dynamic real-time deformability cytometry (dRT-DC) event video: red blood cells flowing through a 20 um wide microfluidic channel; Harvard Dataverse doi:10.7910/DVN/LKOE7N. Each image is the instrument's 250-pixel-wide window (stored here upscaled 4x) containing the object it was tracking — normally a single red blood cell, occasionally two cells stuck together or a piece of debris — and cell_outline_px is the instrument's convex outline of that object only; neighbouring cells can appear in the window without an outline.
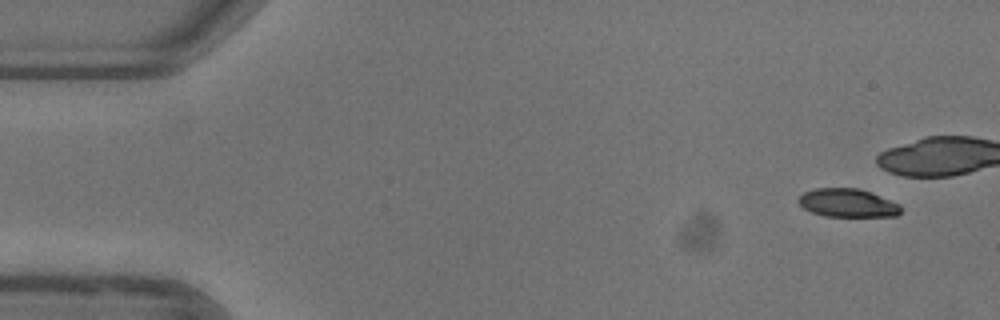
{"species": "common noctule bat (a hibernating species)", "species_latin": "Nyctalus noctula", "temperature_condition": "warm", "stored_images_in_passage": 29, "camera_frame_rate_fps": 3000, "um_per_image_px": 0.085, "animal": {"sex": "female"}, "frame": {"image": 1, "passage_image": 1, "time_ms": 0.0, "image_size_px": [1000, 320], "cell_outline_px": [[900, 212], [896, 216], [824, 216], [812, 212], [804, 208], [796, 200], [804, 192], [816, 188], [860, 188], [900, 204]], "centroid_in_image_um": [72.03, 17.24], "position_along_channel_um": 13.0, "area_um2": 16.82}}
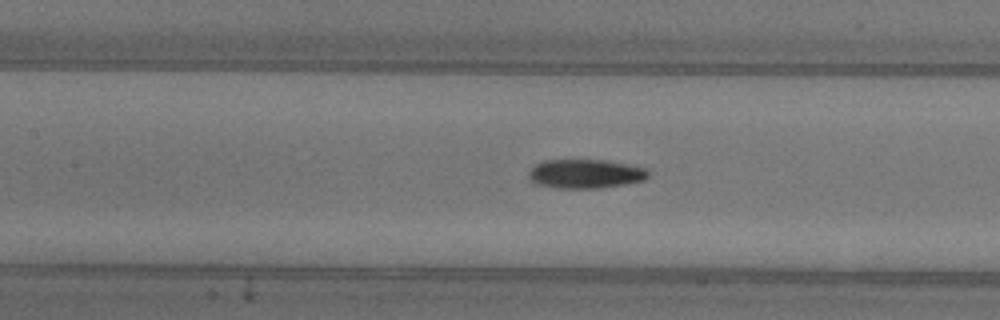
{"frame": {"image": 2, "passage_image": 21, "time_ms": 6.667, "image_size_px": [1000, 320], "cell_outline_px": [[648, 176], [644, 180], [624, 184], [600, 188], [556, 188], [536, 184], [528, 180], [528, 172], [536, 164], [544, 160], [608, 160], [648, 168]], "centroid_in_image_um": [49.74, 14.77], "position_along_channel_um": 157.7, "area_um2": 20.4}}